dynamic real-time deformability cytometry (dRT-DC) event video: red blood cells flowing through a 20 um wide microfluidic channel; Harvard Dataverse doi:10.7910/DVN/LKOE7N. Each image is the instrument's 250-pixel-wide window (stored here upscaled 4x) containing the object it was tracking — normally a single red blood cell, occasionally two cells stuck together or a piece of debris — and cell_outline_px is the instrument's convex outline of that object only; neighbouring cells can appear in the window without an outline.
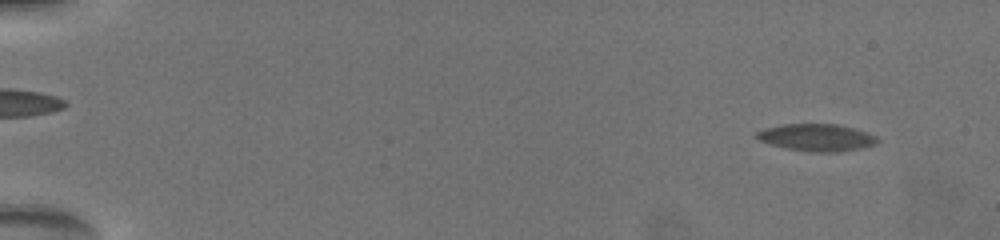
{"species": "common noctule bat (a hibernating species)", "species_latin": "Nyctalus noctula", "temperature_condition": "warm", "stored_images_in_passage": 38, "camera_frame_rate_fps": 3000, "um_per_image_px": 0.085, "animal": {"sex": "female", "body_mass_g": 19.5, "forearm_length_mm": 54.1}, "frame": {"image": 1, "passage_image": 8, "time_ms": 1.333, "image_size_px": [1000, 240], "cell_outline_px": [[880, 140], [876, 144], [836, 152], [828, 152], [788, 148], [772, 144], [760, 140], [756, 136], [756, 132], [764, 128], [784, 124], [836, 124], [868, 132], [876, 136]], "centroid_in_image_um": [69.43, 11.66], "position_along_channel_um": 15.6, "area_um2": 18.55}}
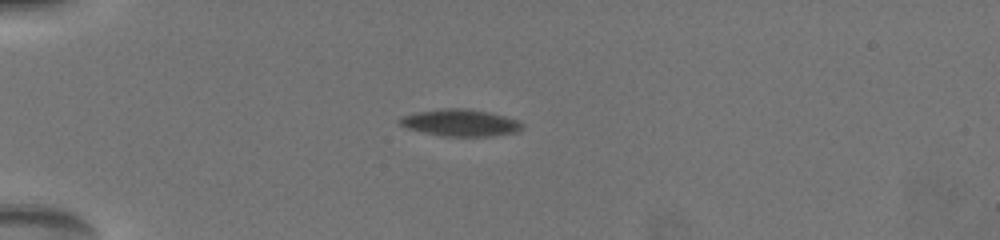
{"frame": {"image": 2, "passage_image": 34, "time_ms": 5.667, "image_size_px": [1000, 240], "cell_outline_px": [[520, 128], [512, 132], [488, 136], [448, 136], [408, 128], [400, 124], [400, 120], [404, 116], [416, 112], [440, 108], [468, 108], [488, 112], [504, 116], [516, 120], [520, 124]], "centroid_in_image_um": [39.1, 10.41], "position_along_channel_um": 45.9, "area_um2": 18.44}}